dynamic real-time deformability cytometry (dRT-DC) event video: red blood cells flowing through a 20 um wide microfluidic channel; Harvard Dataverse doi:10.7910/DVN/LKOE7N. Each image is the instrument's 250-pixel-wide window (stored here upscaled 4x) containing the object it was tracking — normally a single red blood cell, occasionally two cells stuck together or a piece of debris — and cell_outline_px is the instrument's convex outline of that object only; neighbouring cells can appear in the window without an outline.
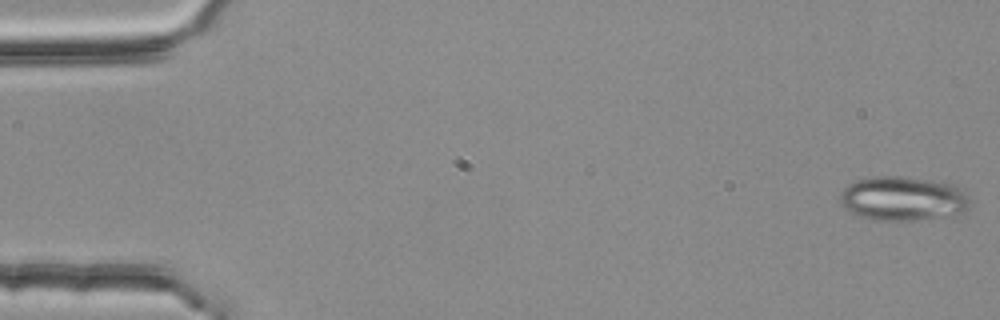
{"species": "common noctule bat (a hibernating species)", "species_latin": "Nyctalus noctula", "temperature_condition": "room temperature", "stored_images_in_passage": 43, "segment_of_instrument_passage": [1, 2], "camera_frame_rate_fps": 3000, "um_per_image_px": 0.085, "animal": {"sex": "female", "body_mass_g": 25.1}, "frame": {"image": 1, "passage_image": 1, "time_ms": 0.0, "image_size_px": [1000, 320], "cell_outline_px": [[968, 208], [964, 212], [952, 216], [912, 220], [872, 220], [860, 216], [844, 208], [840, 204], [840, 192], [848, 184], [856, 180], [872, 176], [900, 176], [956, 184], [968, 196]], "centroid_in_image_um": [76.74, 16.88], "position_along_channel_um": 8.3, "area_um2": 33.7}}